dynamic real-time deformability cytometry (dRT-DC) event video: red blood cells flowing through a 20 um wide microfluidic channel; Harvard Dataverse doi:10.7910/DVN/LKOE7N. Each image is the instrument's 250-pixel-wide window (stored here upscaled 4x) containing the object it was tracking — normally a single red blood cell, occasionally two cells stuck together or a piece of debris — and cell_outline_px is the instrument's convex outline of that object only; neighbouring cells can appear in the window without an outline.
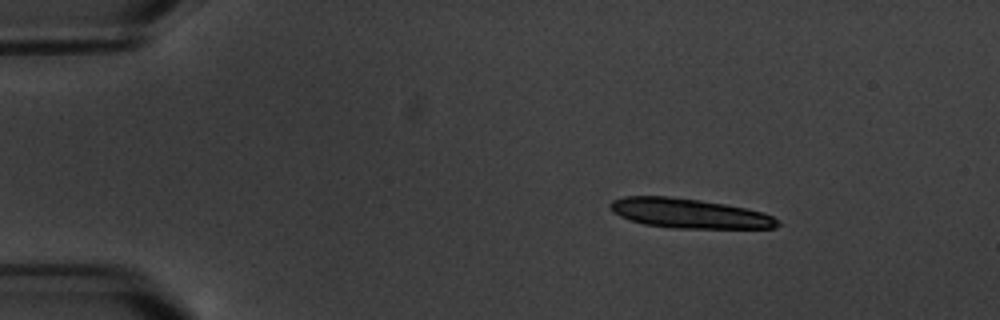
{"species": "common noctule bat (a hibernating species)", "species_latin": "Nyctalus noctula", "temperature_condition": "warm", "stored_images_in_passage": 3, "camera_frame_rate_fps": 3000, "um_per_image_px": 0.085, "animal": {"sex": "male", "body_mass_g": 20.1, "forearm_length_mm": 53.5}, "frame": {"image": 1, "passage_image": 1, "time_ms": 0.0, "image_size_px": [1000, 320], "cell_outline_px": [[780, 224], [776, 228], [672, 228], [644, 224], [628, 220], [612, 212], [608, 204], [612, 200], [624, 196], [668, 196], [700, 200], [724, 204], [764, 212], [780, 220]], "centroid_in_image_um": [58.56, 18.14], "position_along_channel_um": 26.4, "area_um2": 29.02}}